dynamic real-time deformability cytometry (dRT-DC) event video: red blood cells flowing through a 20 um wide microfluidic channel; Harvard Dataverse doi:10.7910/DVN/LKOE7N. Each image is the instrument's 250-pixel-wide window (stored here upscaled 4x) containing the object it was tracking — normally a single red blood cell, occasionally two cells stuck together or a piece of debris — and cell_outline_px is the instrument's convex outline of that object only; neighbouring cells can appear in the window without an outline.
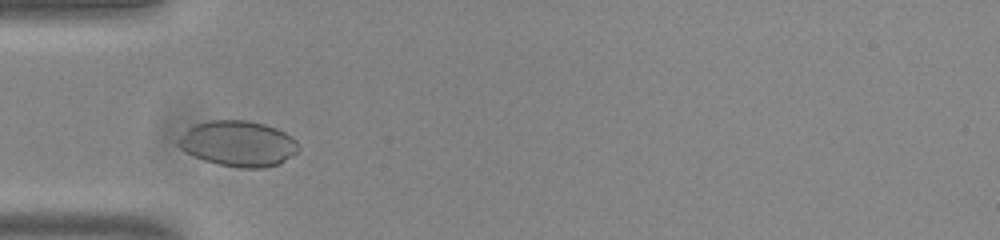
{"species": "common noctule bat (a hibernating species)", "species_latin": "Nyctalus noctula", "temperature_condition": "room temperature", "stored_images_in_passage": 36, "camera_frame_rate_fps": 3000, "um_per_image_px": 0.085, "animal": {"sex": "male", "body_mass_g": 20.0, "forearm_length_mm": 53.3}, "frame": {"image": 1, "passage_image": 7, "time_ms": 2.0, "image_size_px": [1000, 240], "cell_outline_px": [[300, 152], [280, 164], [264, 168], [240, 168], [220, 164], [204, 160], [180, 148], [176, 144], [176, 140], [188, 128], [196, 124], [208, 120], [248, 120], [264, 124], [276, 128], [292, 136], [296, 140], [300, 148]], "centroid_in_image_um": [20.29, 12.21], "position_along_channel_um": 64.7, "area_um2": 32.19}}
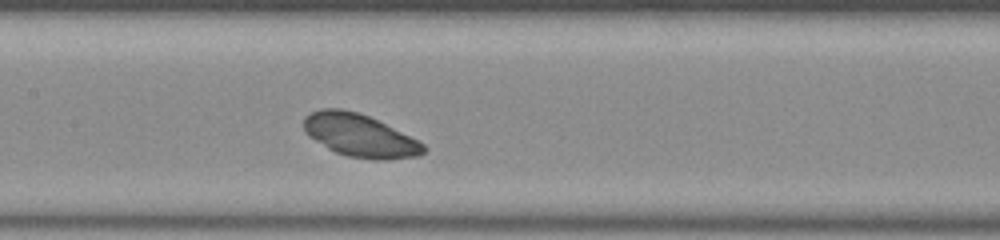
{"frame": {"image": 2, "passage_image": 16, "time_ms": 5.0, "image_size_px": [1000, 240], "cell_outline_px": [[428, 148], [424, 152], [416, 156], [388, 160], [372, 160], [348, 156], [336, 152], [328, 148], [308, 136], [304, 132], [304, 116], [312, 112], [324, 108], [340, 108], [356, 112], [368, 116], [424, 144]], "centroid_in_image_um": [30.55, 11.53], "position_along_channel_um": 176.9, "area_um2": 29.48}}
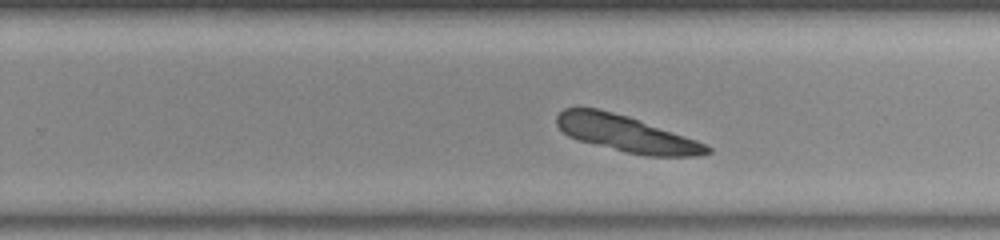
{"frame": {"image": 3, "passage_image": 24, "time_ms": 7.667, "image_size_px": [1000, 240], "cell_outline_px": [[712, 152], [696, 156], [648, 156], [624, 152], [576, 140], [568, 136], [556, 124], [556, 116], [564, 108], [596, 108], [628, 116], [696, 140], [712, 148]], "centroid_in_image_um": [53.2, 11.38], "position_along_channel_um": 276.6, "area_um2": 31.62}}